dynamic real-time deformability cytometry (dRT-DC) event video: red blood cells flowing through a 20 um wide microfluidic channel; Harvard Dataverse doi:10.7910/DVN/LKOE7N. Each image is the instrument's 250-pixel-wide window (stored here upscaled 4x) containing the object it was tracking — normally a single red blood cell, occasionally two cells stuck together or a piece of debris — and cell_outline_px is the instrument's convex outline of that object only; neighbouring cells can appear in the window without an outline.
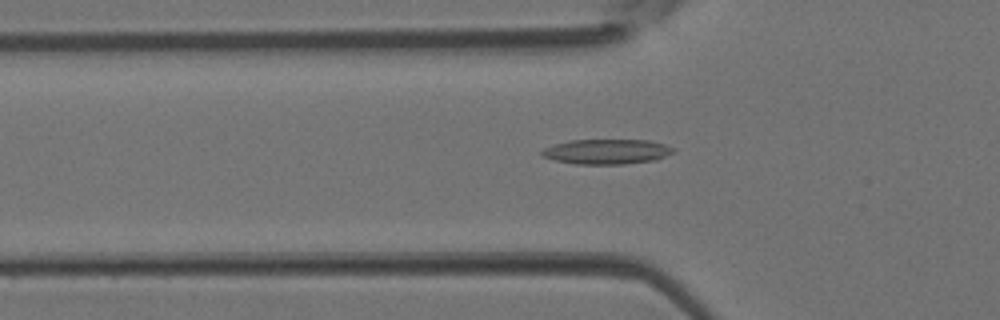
{"species": "Egyptian fruit bat (a non-hibernating species)", "species_latin": "Rousettus aegyptiacus", "temperature_condition": "room temperature", "stored_images_in_passage": 43, "camera_frame_rate_fps": 3000, "um_per_image_px": 0.085, "animal": {"sex": "female"}, "frame": {"image": 1, "passage_image": 14, "time_ms": 4.333, "image_size_px": [1000, 320], "cell_outline_px": [[676, 152], [656, 160], [624, 164], [576, 164], [556, 160], [544, 156], [540, 152], [544, 148], [568, 140], [648, 140], [664, 144], [676, 148]], "centroid_in_image_um": [51.64, 12.88], "position_along_channel_um": 74.2, "area_um2": 19.13}}
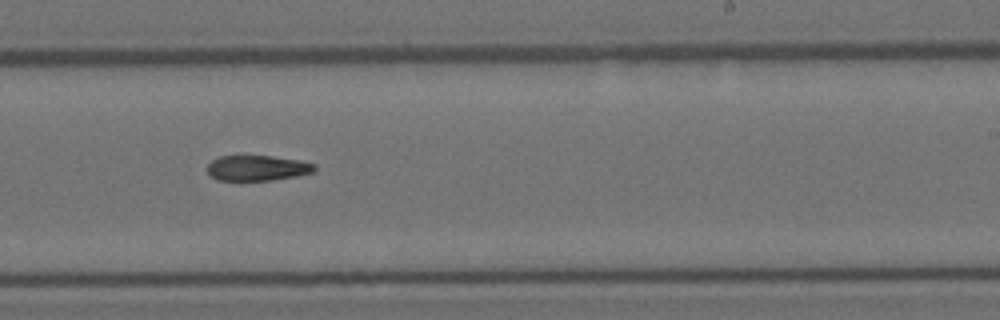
{"frame": {"image": 2, "passage_image": 26, "time_ms": 8.333, "image_size_px": [1000, 320], "cell_outline_px": [[316, 168], [312, 172], [296, 176], [272, 180], [216, 180], [208, 172], [208, 164], [212, 160], [220, 156], [272, 156], [300, 160], [316, 164]], "centroid_in_image_um": [21.88, 14.28], "position_along_channel_um": 267.1, "area_um2": 15.78}}
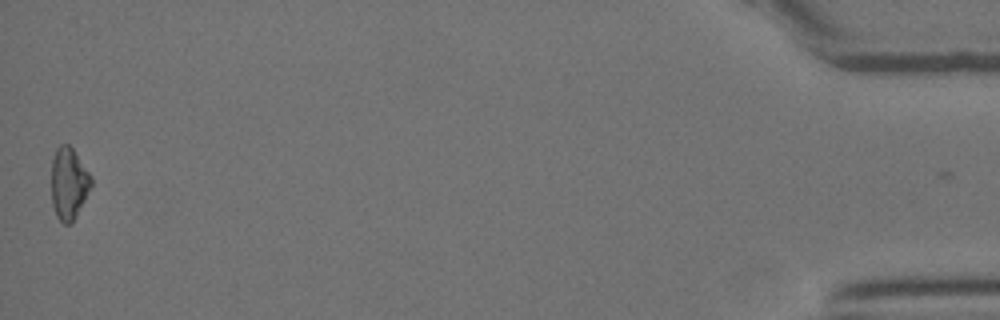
{"frame": {"image": 3, "passage_image": 42, "time_ms": 13.667, "image_size_px": [1000, 320], "cell_outline_px": [[92, 184], [72, 224], [64, 224], [56, 216], [52, 204], [52, 160], [56, 148], [60, 144], [68, 144], [72, 148], [92, 176]], "centroid_in_image_um": [5.84, 15.6], "position_along_channel_um": 429.4, "area_um2": 16.59}}